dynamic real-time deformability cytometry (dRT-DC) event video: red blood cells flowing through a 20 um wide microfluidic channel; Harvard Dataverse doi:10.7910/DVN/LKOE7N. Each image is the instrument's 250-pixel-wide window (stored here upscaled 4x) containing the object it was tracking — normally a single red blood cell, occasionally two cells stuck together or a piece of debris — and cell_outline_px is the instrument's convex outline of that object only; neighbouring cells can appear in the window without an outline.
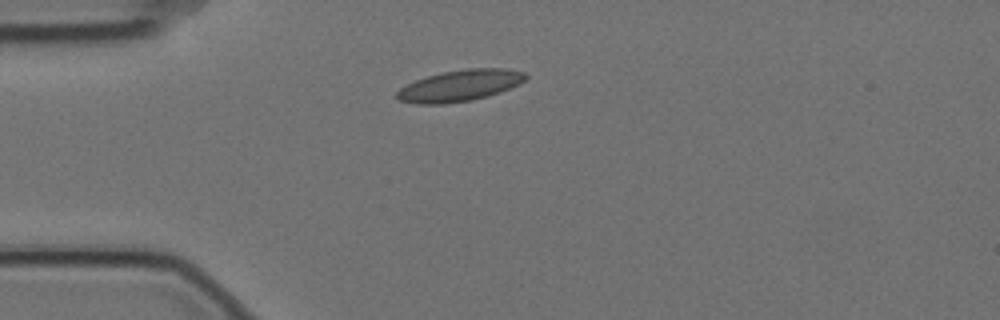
{"species": "Egyptian fruit bat (a non-hibernating species)", "species_latin": "Rousettus aegyptiacus", "temperature_condition": "cold", "stored_images_in_passage": 1, "camera_frame_rate_fps": 3000, "um_per_image_px": 0.085, "animal": {"sex": "female"}, "frame": {"image": 1, "passage_image": 1, "time_ms": 0.0, "image_size_px": [1000, 320], "cell_outline_px": [[528, 76], [520, 84], [500, 92], [488, 96], [472, 100], [444, 104], [416, 104], [400, 100], [396, 96], [396, 92], [400, 88], [416, 80], [428, 76], [444, 72], [468, 68], [508, 68], [524, 72]], "centroid_in_image_um": [39.12, 7.28], "position_along_channel_um": 45.9, "area_um2": 23.47}}